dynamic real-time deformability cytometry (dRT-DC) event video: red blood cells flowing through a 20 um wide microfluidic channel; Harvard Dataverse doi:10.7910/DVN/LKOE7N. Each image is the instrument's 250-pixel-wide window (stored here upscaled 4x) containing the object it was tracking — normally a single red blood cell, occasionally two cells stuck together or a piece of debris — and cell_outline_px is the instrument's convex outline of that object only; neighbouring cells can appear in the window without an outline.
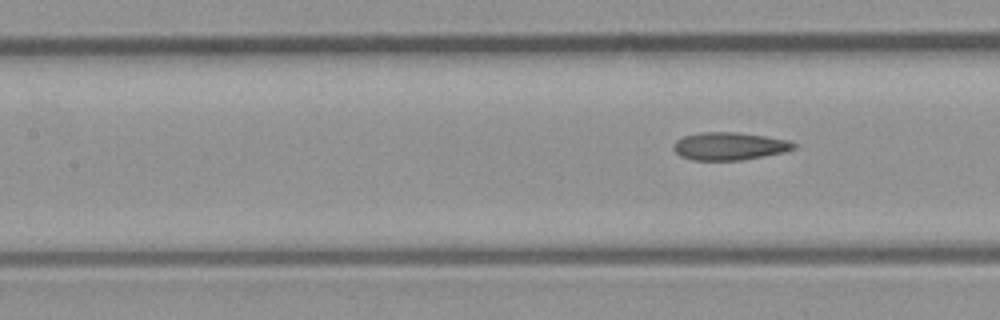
{"species": "common noctule bat (a hibernating species)", "species_latin": "Nyctalus noctula", "temperature_condition": "room temperature", "stored_images_in_passage": 6, "segment_of_instrument_passage": [2, 2], "camera_frame_rate_fps": 3000, "um_per_image_px": 0.085, "animal": {"sex": "male", "body_mass_g": 23.1, "forearm_length_mm": 52.7}, "frame": {"image": 1, "passage_image": 6, "time_ms": 6.0, "image_size_px": [1000, 320], "cell_outline_px": [[796, 148], [784, 152], [740, 160], [692, 160], [680, 156], [672, 148], [672, 144], [676, 140], [684, 136], [700, 132], [736, 132], [764, 136], [788, 140], [796, 144]], "centroid_in_image_um": [61.96, 12.42], "position_along_channel_um": 145.4, "area_um2": 19.42}}